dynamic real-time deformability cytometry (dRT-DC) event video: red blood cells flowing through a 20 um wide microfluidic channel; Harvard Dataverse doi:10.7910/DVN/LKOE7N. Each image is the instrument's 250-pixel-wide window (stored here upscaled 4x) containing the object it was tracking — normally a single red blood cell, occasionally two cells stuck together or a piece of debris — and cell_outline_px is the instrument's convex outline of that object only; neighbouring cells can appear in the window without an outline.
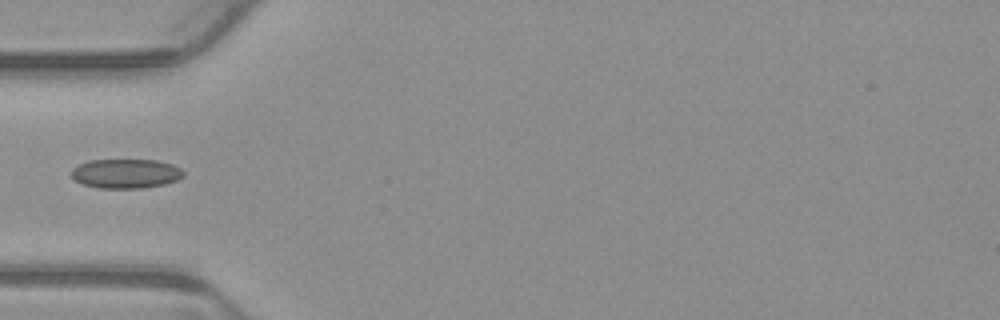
{"species": "common noctule bat (a hibernating species)", "species_latin": "Nyctalus noctula", "temperature_condition": "warm", "stored_images_in_passage": 5, "camera_frame_rate_fps": 3000, "um_per_image_px": 0.085, "animal": {"sex": "male", "body_mass_g": 23.1, "forearm_length_mm": 52.7}, "frame": {"image": 1, "passage_image": 5, "time_ms": 1.333, "image_size_px": [1000, 320], "cell_outline_px": [[184, 176], [176, 180], [164, 184], [140, 188], [100, 188], [84, 184], [76, 180], [72, 176], [72, 168], [80, 164], [92, 160], [156, 160], [172, 164], [180, 168], [184, 172]], "centroid_in_image_um": [10.72, 14.75], "position_along_channel_um": 74.3, "area_um2": 18.96}}